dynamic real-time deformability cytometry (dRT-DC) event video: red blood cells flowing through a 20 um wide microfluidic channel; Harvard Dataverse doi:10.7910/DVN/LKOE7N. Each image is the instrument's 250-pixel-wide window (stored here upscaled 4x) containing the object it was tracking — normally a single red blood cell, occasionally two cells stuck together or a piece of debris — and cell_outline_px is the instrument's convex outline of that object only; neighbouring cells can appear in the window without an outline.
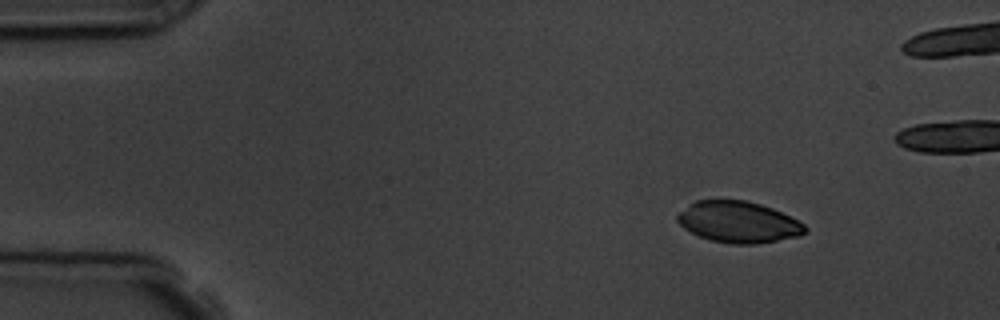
{"species": "common noctule bat (a hibernating species)", "species_latin": "Nyctalus noctula", "temperature_condition": "room temperature", "stored_images_in_passage": 8, "camera_frame_rate_fps": 3000, "um_per_image_px": 0.085, "animal": {"sex": "male", "body_mass_g": 19.5, "forearm_length_mm": 54.6}, "frame": {"image": 1, "passage_image": 1, "time_ms": 0.0, "image_size_px": [1000, 320], "cell_outline_px": [[808, 232], [800, 236], [756, 244], [732, 244], [708, 240], [684, 228], [676, 220], [676, 216], [680, 212], [696, 200], [744, 200], [760, 204], [772, 208], [804, 224], [808, 228]], "centroid_in_image_um": [62.78, 18.89], "position_along_channel_um": 22.2, "area_um2": 30.58}}